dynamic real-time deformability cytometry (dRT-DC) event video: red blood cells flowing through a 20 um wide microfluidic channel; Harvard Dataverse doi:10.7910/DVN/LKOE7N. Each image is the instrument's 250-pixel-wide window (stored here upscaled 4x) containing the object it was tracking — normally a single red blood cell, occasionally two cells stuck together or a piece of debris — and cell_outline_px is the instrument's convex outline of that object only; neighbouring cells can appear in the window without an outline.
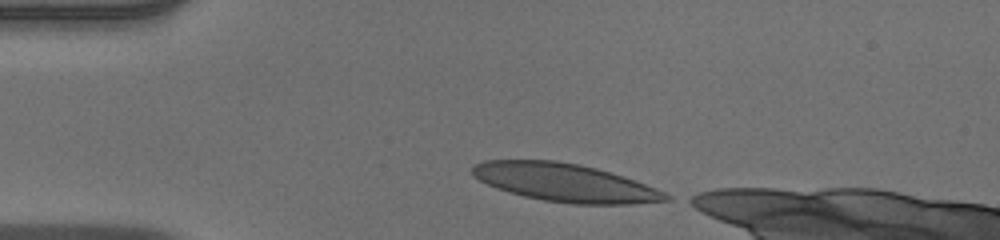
{"species": "human", "species_latin": "Homo sapiens", "temperature_condition": "warm", "stored_images_in_passage": 33, "camera_frame_rate_fps": 3000, "um_per_image_px": 0.085, "donor": {"sex": "male"}, "frame": {"image": 1, "passage_image": 1, "time_ms": 0.0, "image_size_px": [1000, 240], "cell_outline_px": [[672, 200], [628, 204], [572, 204], [544, 200], [524, 196], [508, 192], [496, 188], [472, 176], [472, 164], [484, 160], [556, 160], [580, 164], [596, 168], [624, 176], [656, 188], [672, 196]], "centroid_in_image_um": [48.01, 15.51], "position_along_channel_um": 37.0, "area_um2": 43.06}}
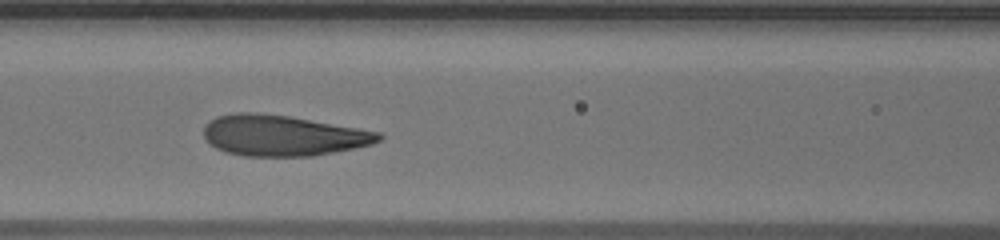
{"frame": {"image": 2, "passage_image": 12, "time_ms": 3.667, "image_size_px": [1000, 240], "cell_outline_px": [[384, 136], [380, 140], [372, 144], [312, 156], [244, 156], [224, 152], [216, 148], [204, 136], [204, 128], [208, 120], [216, 116], [236, 112], [256, 112], [288, 116], [380, 132]], "centroid_in_image_um": [23.99, 11.51], "position_along_channel_um": 142.6, "area_um2": 41.38}}
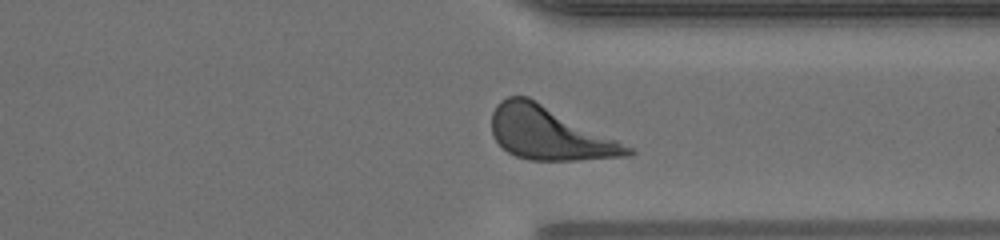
{"frame": {"image": 3, "passage_image": 29, "time_ms": 9.333, "image_size_px": [1000, 240], "cell_outline_px": [[636, 152], [628, 156], [576, 160], [528, 160], [516, 156], [508, 152], [496, 140], [492, 132], [492, 112], [496, 104], [500, 100], [508, 96], [528, 96], [632, 148]], "centroid_in_image_um": [46.65, 11.33], "position_along_channel_um": 364.7, "area_um2": 41.33}, "authors_computed_cell_mechanics": {"area_um2": 41.4426, "velocity_mm_per_s": 3.9328, "shape_relaxation_time_tau1_ms": 2.6695, "shape_relaxation_time_tau2_ms": 0.7739, "deformation_change_tau1": 0.1642, "deformation_change_tau2": 0.0812}}